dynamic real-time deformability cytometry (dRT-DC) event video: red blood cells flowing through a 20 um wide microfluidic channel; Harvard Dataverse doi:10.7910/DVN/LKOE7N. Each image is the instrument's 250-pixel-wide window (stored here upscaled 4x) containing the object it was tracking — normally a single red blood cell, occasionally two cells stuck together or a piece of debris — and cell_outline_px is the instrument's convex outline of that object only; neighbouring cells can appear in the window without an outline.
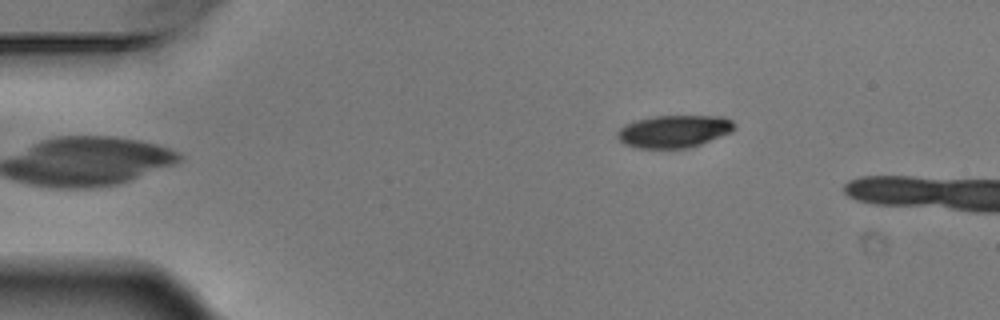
{"species": "Egyptian fruit bat (a non-hibernating species)", "species_latin": "Rousettus aegyptiacus", "temperature_condition": "warm", "stored_images_in_passage": 5, "camera_frame_rate_fps": 3000, "um_per_image_px": 0.085, "animal": {"sex": "male"}, "frame": {"image": 1, "passage_image": 5, "time_ms": 1.333, "image_size_px": [1000, 320], "cell_outline_px": [[736, 128], [732, 132], [700, 144], [688, 148], [636, 148], [624, 144], [616, 136], [616, 132], [624, 124], [636, 120], [652, 116], [724, 116], [732, 120], [736, 124]], "centroid_in_image_um": [57.29, 11.15], "position_along_channel_um": 27.7, "area_um2": 22.37}}